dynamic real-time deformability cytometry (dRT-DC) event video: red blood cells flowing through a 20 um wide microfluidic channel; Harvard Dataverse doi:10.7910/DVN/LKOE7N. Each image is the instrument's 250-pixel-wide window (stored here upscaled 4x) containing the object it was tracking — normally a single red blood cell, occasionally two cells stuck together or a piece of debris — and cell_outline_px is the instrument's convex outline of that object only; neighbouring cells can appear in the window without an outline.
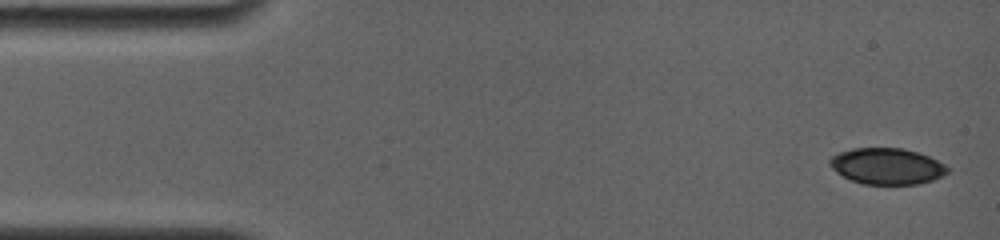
{"species": "common noctule bat (a hibernating species)", "species_latin": "Nyctalus noctula", "temperature_condition": "room temperature", "stored_images_in_passage": 10, "camera_frame_rate_fps": 4000, "um_per_image_px": 0.085, "animal": {"sex": "female", "body_mass_g": 19.0, "forearm_length_mm": 56.7}, "frame": {"image": 1, "passage_image": 1, "time_ms": 0.0, "image_size_px": [1000, 240], "cell_outline_px": [[948, 172], [932, 180], [920, 184], [864, 184], [852, 180], [836, 172], [828, 164], [828, 160], [832, 156], [840, 152], [852, 148], [900, 148], [920, 152], [944, 164], [948, 168]], "centroid_in_image_um": [75.37, 14.12], "position_along_channel_um": 9.6, "area_um2": 24.74}}
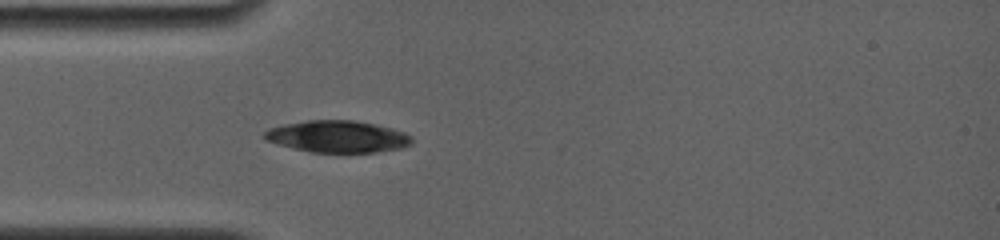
{"frame": {"image": 2, "passage_image": 9, "time_ms": 4.25, "image_size_px": [1000, 240], "cell_outline_px": [[412, 144], [404, 148], [376, 152], [312, 152], [292, 148], [276, 144], [264, 140], [264, 132], [268, 128], [284, 124], [308, 120], [352, 120], [392, 128], [404, 132], [412, 136]], "centroid_in_image_um": [28.69, 11.61], "position_along_channel_um": 56.3, "area_um2": 27.46}}